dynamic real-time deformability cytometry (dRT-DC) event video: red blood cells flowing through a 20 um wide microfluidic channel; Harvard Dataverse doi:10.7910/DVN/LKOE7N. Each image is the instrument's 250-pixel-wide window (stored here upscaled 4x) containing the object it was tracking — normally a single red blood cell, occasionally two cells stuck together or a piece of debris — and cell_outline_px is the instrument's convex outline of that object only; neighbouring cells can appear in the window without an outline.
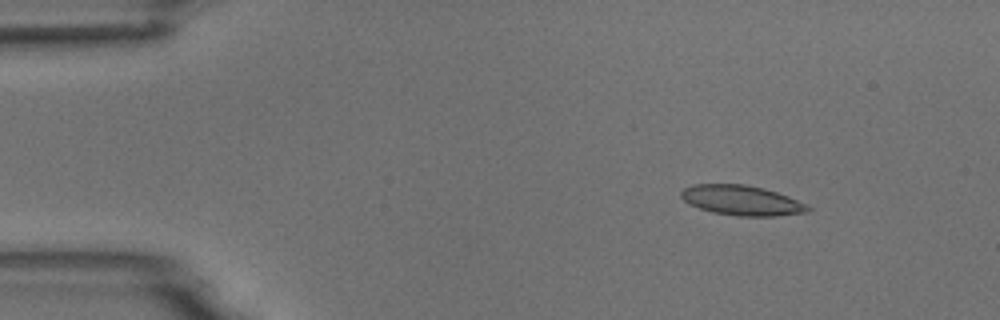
{"species": "common noctule bat (a hibernating species)", "species_latin": "Nyctalus noctula", "temperature_condition": "room temperature", "stored_images_in_passage": 4, "camera_frame_rate_fps": 3000, "um_per_image_px": 0.085, "animal": {"sex": "male", "body_mass_g": 18.8}, "frame": {"image": 1, "passage_image": 2, "time_ms": 1.667, "image_size_px": [1000, 320], "cell_outline_px": [[812, 208], [808, 212], [776, 216], [736, 216], [712, 212], [688, 204], [680, 196], [680, 192], [684, 188], [692, 184], [744, 184], [764, 188], [788, 196], [808, 204]], "centroid_in_image_um": [63.05, 17.03], "position_along_channel_um": 21.9, "area_um2": 22.31}}